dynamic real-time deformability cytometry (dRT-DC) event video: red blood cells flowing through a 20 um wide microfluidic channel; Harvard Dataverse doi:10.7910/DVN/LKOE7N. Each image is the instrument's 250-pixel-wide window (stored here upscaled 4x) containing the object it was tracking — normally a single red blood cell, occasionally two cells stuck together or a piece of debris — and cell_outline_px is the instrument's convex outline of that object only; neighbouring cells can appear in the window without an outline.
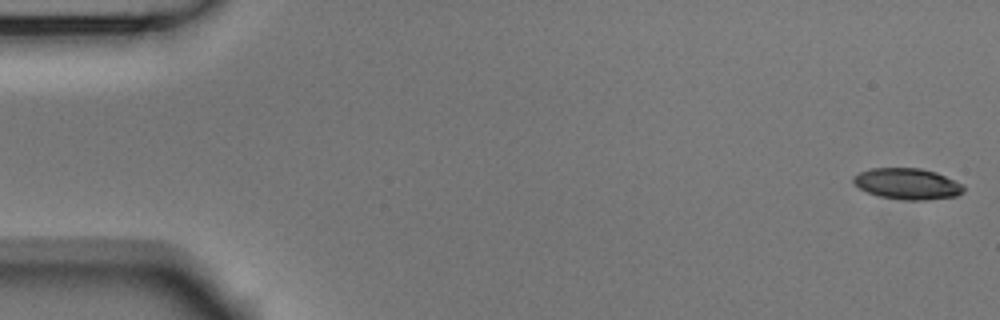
{"species": "Egyptian fruit bat (a non-hibernating species)", "species_latin": "Rousettus aegyptiacus", "temperature_condition": "room temperature", "stored_images_in_passage": 54, "camera_frame_rate_fps": 3000, "um_per_image_px": 0.085, "animal": {"sex": "male"}, "frame": {"image": 1, "passage_image": 1, "time_ms": 0.0, "image_size_px": [1000, 320], "cell_outline_px": [[964, 192], [956, 196], [924, 200], [904, 200], [876, 196], [860, 188], [852, 180], [852, 176], [860, 172], [872, 168], [920, 168], [936, 172], [964, 184]], "centroid_in_image_um": [77.14, 15.62], "position_along_channel_um": 7.9, "area_um2": 20.06}}
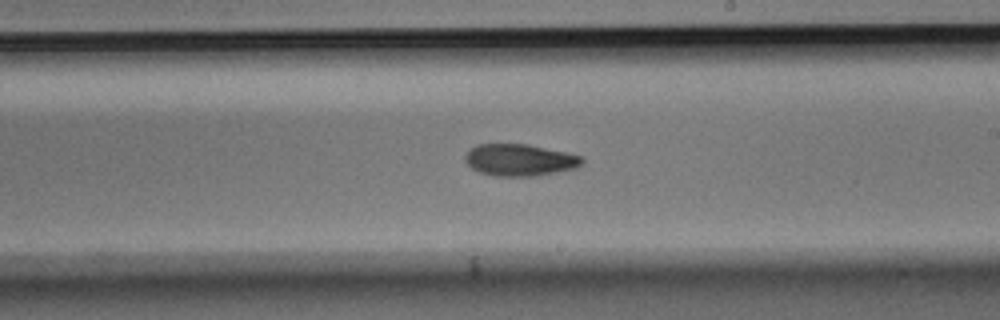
{"frame": {"image": 2, "passage_image": 31, "time_ms": 10.0, "image_size_px": [1000, 320], "cell_outline_px": [[584, 164], [576, 168], [536, 176], [492, 176], [480, 172], [472, 168], [464, 160], [464, 156], [476, 144], [528, 144], [564, 152], [580, 156], [584, 160]], "centroid_in_image_um": [44.17, 13.6], "position_along_channel_um": 244.8, "area_um2": 21.68}}
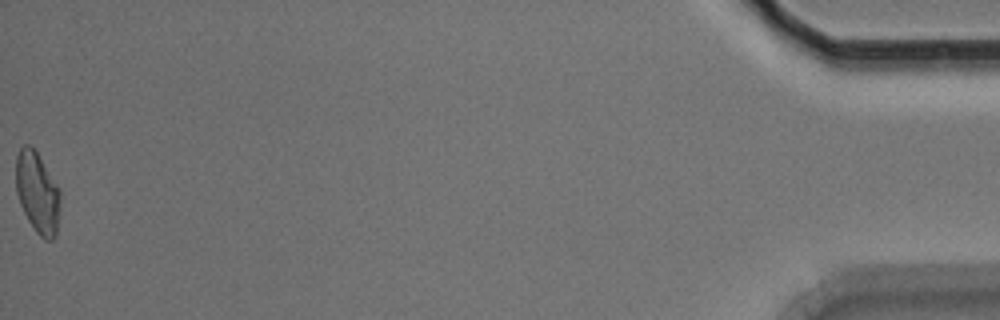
{"frame": {"image": 3, "passage_image": 54, "time_ms": 17.667, "image_size_px": [1000, 320], "cell_outline_px": [[60, 208], [56, 236], [52, 240], [44, 240], [36, 232], [28, 220], [20, 204], [16, 192], [16, 156], [20, 148], [24, 144], [28, 144], [36, 152], [60, 188]], "centroid_in_image_um": [3.19, 16.4], "position_along_channel_um": 432.0, "area_um2": 21.04}, "authors_computed_cell_mechanics": {"area_um2": 21.1837, "velocity_mm_per_s": 3.7372, "shape_relaxation_time_tau1_ms": 5.5427, "shape_relaxation_time_tau2_ms": null, "deformation_change_tau1": 0.1538, "deformation_change_tau2": null}}